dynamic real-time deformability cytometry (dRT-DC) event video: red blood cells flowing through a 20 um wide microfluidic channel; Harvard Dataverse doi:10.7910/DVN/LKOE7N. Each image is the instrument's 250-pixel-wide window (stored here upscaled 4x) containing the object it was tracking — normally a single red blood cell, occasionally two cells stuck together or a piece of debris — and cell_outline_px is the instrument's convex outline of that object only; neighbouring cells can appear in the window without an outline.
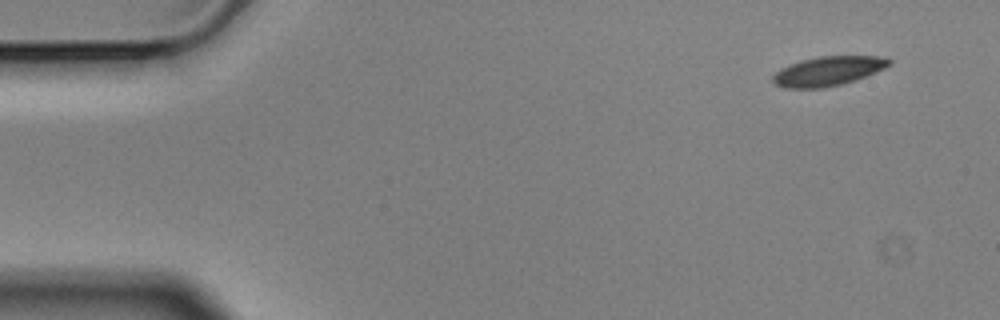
{"species": "Egyptian fruit bat (a non-hibernating species)", "species_latin": "Rousettus aegyptiacus", "temperature_condition": "cold", "stored_images_in_passage": 5, "camera_frame_rate_fps": 3000, "um_per_image_px": 0.085, "animal": {"sex": "male"}, "frame": {"image": 1, "passage_image": 1, "time_ms": 0.0, "image_size_px": [1000, 320], "cell_outline_px": [[892, 60], [884, 68], [856, 80], [824, 88], [788, 88], [776, 84], [772, 80], [772, 76], [780, 68], [800, 60], [820, 56], [888, 56]], "centroid_in_image_um": [70.39, 6.03], "position_along_channel_um": 14.6, "area_um2": 19.83}}
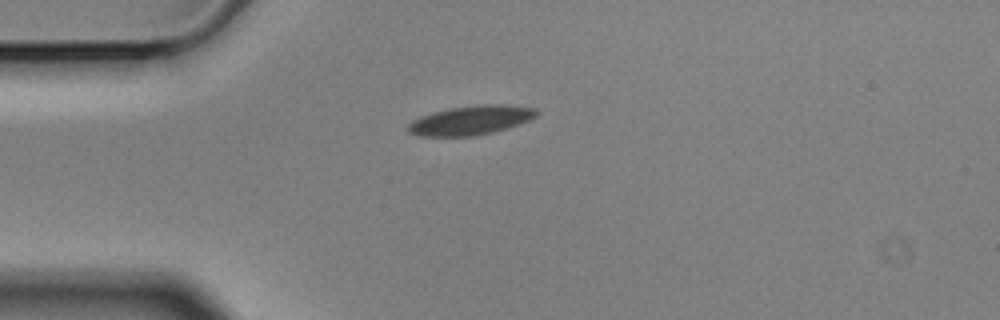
{"frame": {"image": 2, "passage_image": 4, "time_ms": 1.0, "image_size_px": [1000, 320], "cell_outline_px": [[540, 112], [536, 116], [528, 120], [492, 132], [476, 136], [420, 136], [408, 132], [408, 124], [412, 120], [420, 116], [432, 112], [452, 108], [476, 104], [504, 104], [536, 108]], "centroid_in_image_um": [40.0, 10.21], "position_along_channel_um": 45.0, "area_um2": 21.79}}
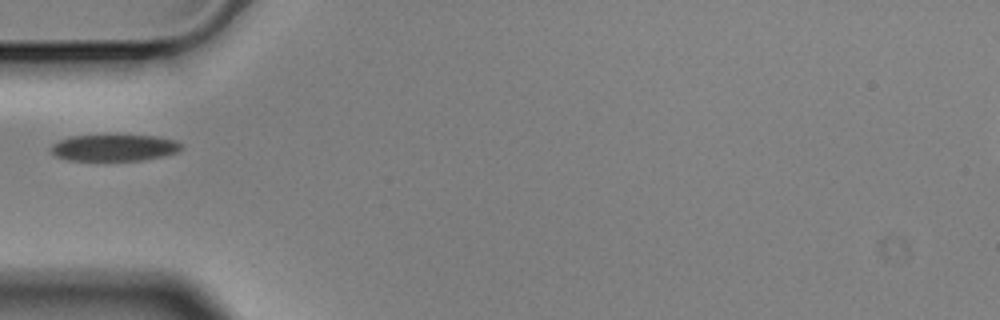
{"frame": {"image": 3, "passage_image": 5, "time_ms": 1.333, "image_size_px": [1000, 320], "cell_outline_px": [[184, 144], [176, 152], [164, 156], [140, 160], [68, 160], [56, 156], [48, 148], [52, 144], [60, 140], [72, 136], [156, 136], [176, 140]], "centroid_in_image_um": [9.71, 12.56], "position_along_channel_um": 75.3, "area_um2": 19.94}}